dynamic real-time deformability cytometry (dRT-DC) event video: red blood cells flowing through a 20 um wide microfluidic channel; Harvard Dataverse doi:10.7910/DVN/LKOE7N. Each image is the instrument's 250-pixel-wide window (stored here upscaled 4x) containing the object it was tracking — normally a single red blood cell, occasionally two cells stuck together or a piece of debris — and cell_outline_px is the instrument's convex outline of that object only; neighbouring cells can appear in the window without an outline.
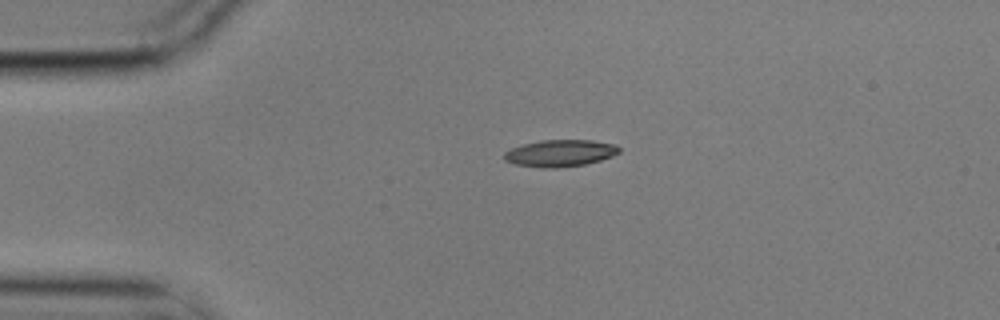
{"species": "common noctule bat (a hibernating species)", "species_latin": "Nyctalus noctula", "temperature_condition": "cold", "stored_images_in_passage": 3, "camera_frame_rate_fps": 3000, "um_per_image_px": 0.085, "animal": {"sex": "male", "body_mass_g": 17.9}, "frame": {"image": 1, "passage_image": 1, "time_ms": 0.0, "image_size_px": [1000, 320], "cell_outline_px": [[620, 152], [612, 156], [600, 160], [584, 164], [556, 168], [544, 168], [516, 164], [504, 160], [504, 152], [512, 148], [524, 144], [540, 140], [592, 140], [616, 144], [620, 148]], "centroid_in_image_um": [47.63, 13.01], "position_along_channel_um": 37.4, "area_um2": 17.92}}
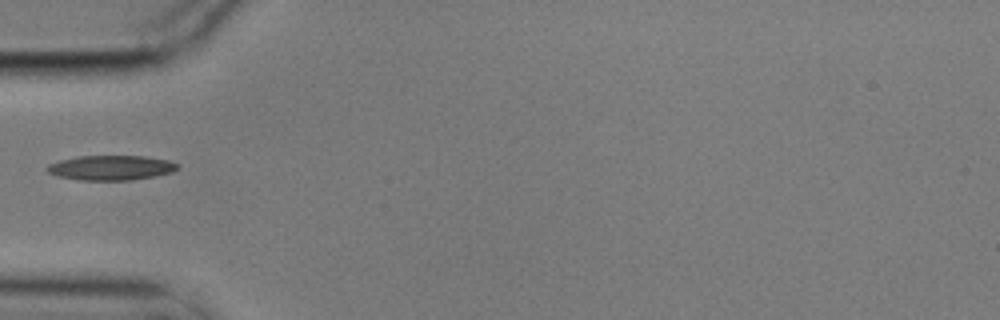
{"frame": {"image": 2, "passage_image": 3, "time_ms": 0.667, "image_size_px": [1000, 320], "cell_outline_px": [[180, 164], [172, 172], [132, 180], [80, 180], [56, 176], [48, 172], [44, 168], [48, 164], [60, 160], [76, 156], [144, 156], [168, 160]], "centroid_in_image_um": [9.38, 14.25], "position_along_channel_um": 75.6, "area_um2": 18.84}}